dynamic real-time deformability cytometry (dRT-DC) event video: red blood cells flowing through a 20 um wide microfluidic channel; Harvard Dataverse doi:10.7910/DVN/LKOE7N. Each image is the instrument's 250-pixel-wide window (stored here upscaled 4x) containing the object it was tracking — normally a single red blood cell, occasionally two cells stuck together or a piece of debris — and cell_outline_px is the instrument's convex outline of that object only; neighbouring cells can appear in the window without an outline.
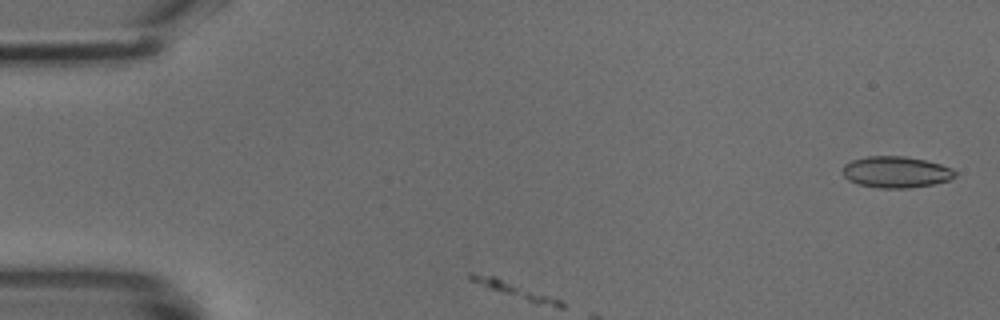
{"species": "common noctule bat (a hibernating species)", "species_latin": "Nyctalus noctula", "temperature_condition": "cold", "stored_images_in_passage": 2, "camera_frame_rate_fps": 3000, "um_per_image_px": 0.085, "animal": {"sex": "male", "body_mass_g": 18.8}, "frame": {"image": 1, "passage_image": 2, "time_ms": 0.333, "image_size_px": [1000, 320], "cell_outline_px": [[944, 180], [928, 184], [864, 184], [856, 180], [852, 164], [860, 160], [920, 160], [936, 164], [944, 168]], "centroid_in_image_um": [76.29, 14.63], "position_along_channel_um": 8.7, "area_um2": 14.57}}